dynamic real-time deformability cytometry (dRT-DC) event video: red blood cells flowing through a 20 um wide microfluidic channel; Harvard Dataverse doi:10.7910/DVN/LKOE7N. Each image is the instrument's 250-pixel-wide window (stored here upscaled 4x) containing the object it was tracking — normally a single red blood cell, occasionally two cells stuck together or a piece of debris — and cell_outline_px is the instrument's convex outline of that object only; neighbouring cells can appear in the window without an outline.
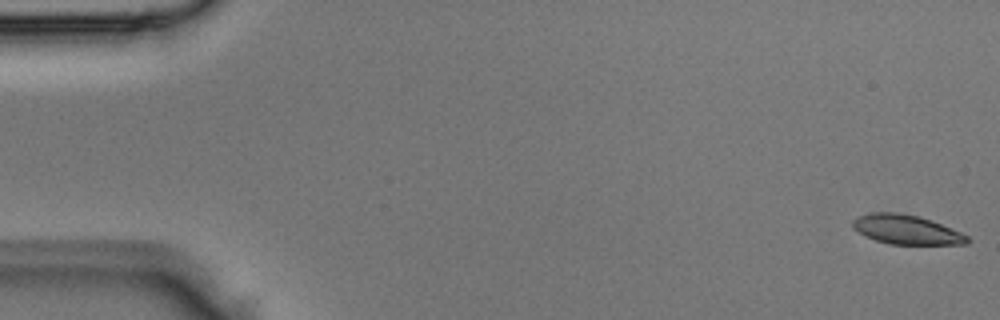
{"species": "Egyptian fruit bat (a non-hibernating species)", "species_latin": "Rousettus aegyptiacus", "temperature_condition": "room temperature", "stored_images_in_passage": 3, "camera_frame_rate_fps": 3000, "um_per_image_px": 0.085, "animal": {"sex": "male"}, "frame": {"image": 1, "passage_image": 1, "time_ms": 0.0, "image_size_px": [1000, 320], "cell_outline_px": [[972, 240], [968, 244], [892, 244], [876, 240], [864, 236], [852, 228], [852, 220], [856, 216], [872, 212], [896, 212], [920, 216], [932, 220], [960, 232], [968, 236]], "centroid_in_image_um": [77.03, 19.51], "position_along_channel_um": 8.0, "area_um2": 19.77}}
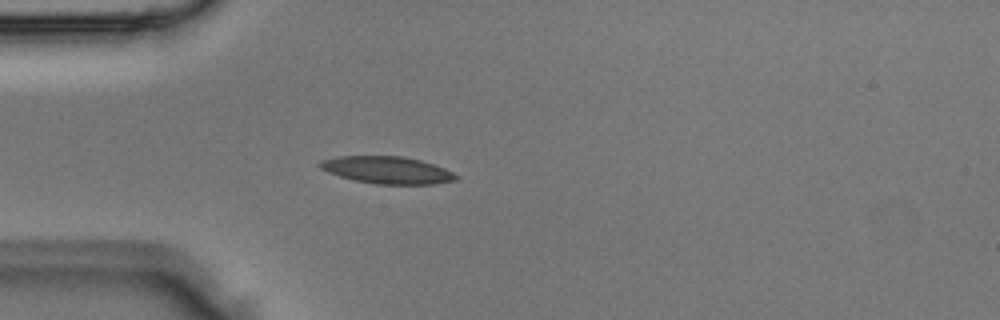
{"frame": {"image": 2, "passage_image": 3, "time_ms": 0.667, "image_size_px": [1000, 320], "cell_outline_px": [[460, 176], [456, 180], [436, 184], [376, 184], [356, 180], [340, 176], [328, 172], [320, 168], [316, 164], [320, 160], [336, 156], [404, 156], [420, 160], [444, 168]], "centroid_in_image_um": [32.9, 14.45], "position_along_channel_um": 52.1, "area_um2": 21.62}}